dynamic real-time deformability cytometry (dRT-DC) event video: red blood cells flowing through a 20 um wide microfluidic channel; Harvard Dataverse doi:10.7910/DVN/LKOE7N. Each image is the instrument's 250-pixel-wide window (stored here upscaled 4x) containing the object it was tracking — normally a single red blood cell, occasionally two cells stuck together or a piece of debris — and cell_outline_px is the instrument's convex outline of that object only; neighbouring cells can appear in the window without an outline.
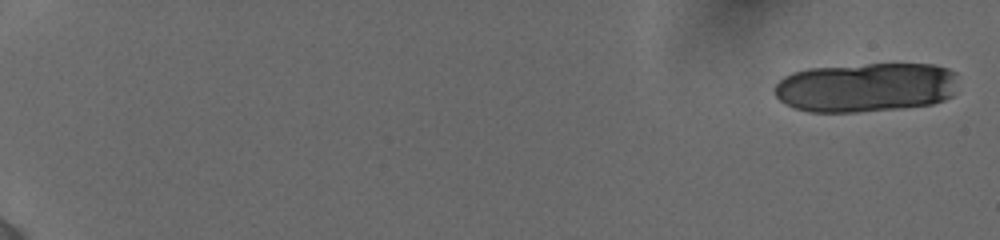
{"species": "human", "species_latin": "Homo sapiens", "temperature_condition": "cold", "stored_images_in_passage": 18, "camera_frame_rate_fps": 3000, "um_per_image_px": 0.085, "donor": {"sex": "female"}, "frame": {"image": 1, "passage_image": 1, "time_ms": 0.0, "image_size_px": [1000, 240], "cell_outline_px": [[956, 72], [952, 96], [944, 100], [932, 104], [904, 108], [856, 112], [808, 112], [792, 108], [784, 104], [776, 96], [776, 84], [784, 76], [792, 72], [808, 68], [868, 64], [936, 64], [948, 68]], "centroid_in_image_um": [73.58, 7.43], "position_along_channel_um": 11.4, "area_um2": 53.18}}
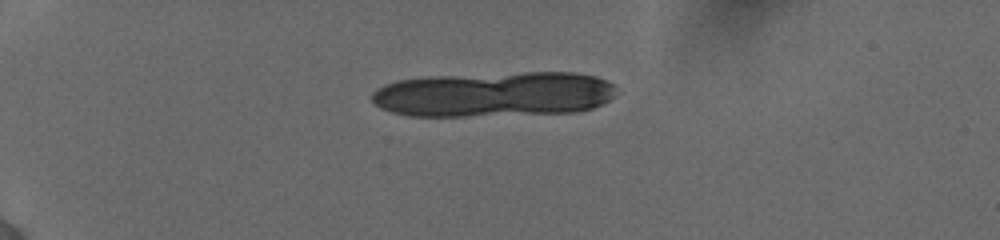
{"frame": {"image": 2, "passage_image": 11, "time_ms": 4.667, "image_size_px": [1000, 240], "cell_outline_px": [[616, 88], [612, 96], [608, 100], [592, 108], [572, 112], [464, 116], [408, 116], [392, 112], [380, 108], [372, 100], [372, 92], [376, 88], [384, 84], [396, 80], [428, 76], [524, 72], [576, 72], [596, 76], [608, 80]], "centroid_in_image_um": [41.95, 8.0], "position_along_channel_um": 43.1, "area_um2": 64.62}}